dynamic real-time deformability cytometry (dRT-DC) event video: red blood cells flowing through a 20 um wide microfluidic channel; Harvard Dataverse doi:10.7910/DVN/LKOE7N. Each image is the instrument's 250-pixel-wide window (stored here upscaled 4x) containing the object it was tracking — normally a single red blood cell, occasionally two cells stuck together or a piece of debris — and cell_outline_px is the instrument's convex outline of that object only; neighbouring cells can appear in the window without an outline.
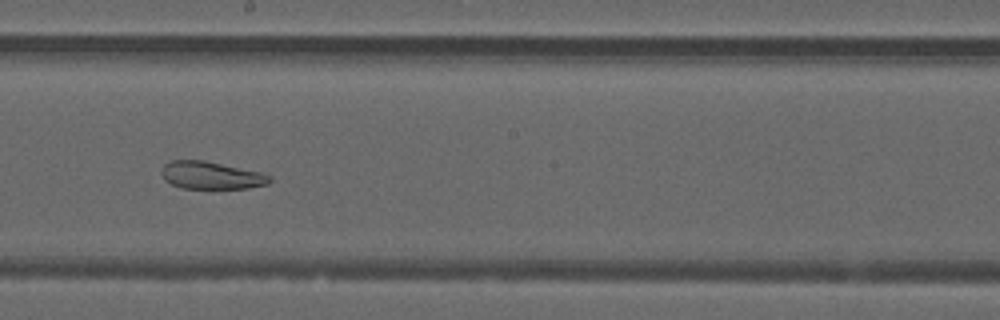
{"species": "common noctule bat (a hibernating species)", "species_latin": "Nyctalus noctula", "temperature_condition": "warm", "stored_images_in_passage": 48, "camera_frame_rate_fps": 3000, "um_per_image_px": 0.085, "animal": {"sex": "male", "forearm_length_mm": 52.5}, "frame": {"image": 1, "passage_image": 26, "time_ms": 8.333, "image_size_px": [1000, 320], "cell_outline_px": [[272, 180], [268, 184], [248, 188], [180, 188], [164, 180], [160, 172], [164, 164], [172, 160], [204, 160], [260, 172], [272, 176]], "centroid_in_image_um": [17.94, 14.9], "position_along_channel_um": 230.3, "area_um2": 17.4}}
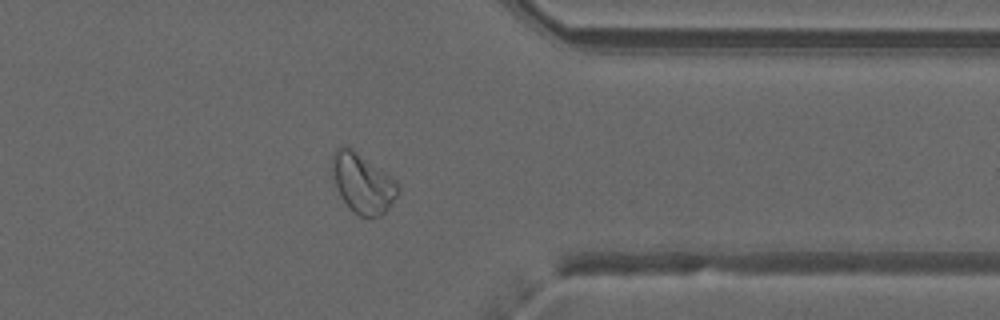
{"frame": {"image": 2, "passage_image": 38, "time_ms": 12.333, "image_size_px": [1000, 320], "cell_outline_px": [[400, 188], [396, 196], [388, 208], [380, 216], [360, 216], [352, 212], [348, 208], [340, 196], [332, 176], [332, 156], [336, 148], [344, 144], [348, 144], [392, 176], [400, 184]], "centroid_in_image_um": [30.81, 15.53], "position_along_channel_um": 380.6, "area_um2": 23.29}}
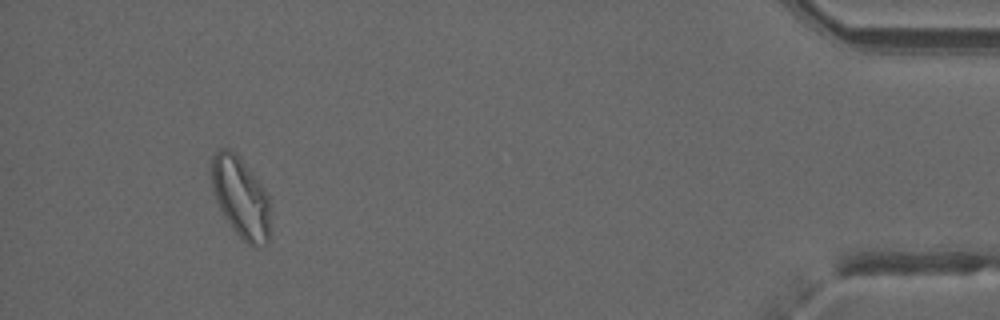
{"frame": {"image": 3, "passage_image": 45, "time_ms": 14.667, "image_size_px": [1000, 320], "cell_outline_px": [[268, 240], [252, 248], [236, 232], [224, 216], [216, 200], [212, 188], [212, 156], [220, 148], [228, 148], [236, 152], [264, 188], [268, 196]], "centroid_in_image_um": [20.43, 16.73], "position_along_channel_um": 414.8, "area_um2": 27.05}, "authors_computed_cell_mechanics": {"area_um2": 25.0563, "velocity_mm_per_s": 3.9918, "shape_relaxation_time_tau1_ms": null, "shape_relaxation_time_tau2_ms": 2.0569, "deformation_change_tau1": null, "deformation_change_tau2": 0.0797}}